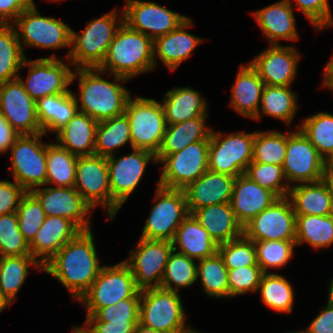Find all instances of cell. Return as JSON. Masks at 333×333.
<instances>
[{"instance_id": "cell-25", "label": "cell", "mask_w": 333, "mask_h": 333, "mask_svg": "<svg viewBox=\"0 0 333 333\" xmlns=\"http://www.w3.org/2000/svg\"><path fill=\"white\" fill-rule=\"evenodd\" d=\"M235 178L208 169L183 189L189 213L207 205L230 202Z\"/></svg>"}, {"instance_id": "cell-2", "label": "cell", "mask_w": 333, "mask_h": 333, "mask_svg": "<svg viewBox=\"0 0 333 333\" xmlns=\"http://www.w3.org/2000/svg\"><path fill=\"white\" fill-rule=\"evenodd\" d=\"M154 68L153 39L130 29L123 22L117 28L97 72L102 74L110 71L112 75L130 79Z\"/></svg>"}, {"instance_id": "cell-42", "label": "cell", "mask_w": 333, "mask_h": 333, "mask_svg": "<svg viewBox=\"0 0 333 333\" xmlns=\"http://www.w3.org/2000/svg\"><path fill=\"white\" fill-rule=\"evenodd\" d=\"M261 300L274 311L292 312L294 294L292 285L281 275L264 273L258 286Z\"/></svg>"}, {"instance_id": "cell-62", "label": "cell", "mask_w": 333, "mask_h": 333, "mask_svg": "<svg viewBox=\"0 0 333 333\" xmlns=\"http://www.w3.org/2000/svg\"><path fill=\"white\" fill-rule=\"evenodd\" d=\"M324 171L333 172V151L324 158Z\"/></svg>"}, {"instance_id": "cell-30", "label": "cell", "mask_w": 333, "mask_h": 333, "mask_svg": "<svg viewBox=\"0 0 333 333\" xmlns=\"http://www.w3.org/2000/svg\"><path fill=\"white\" fill-rule=\"evenodd\" d=\"M98 121L87 114L77 112L56 134L60 146L77 156L95 153V137Z\"/></svg>"}, {"instance_id": "cell-39", "label": "cell", "mask_w": 333, "mask_h": 333, "mask_svg": "<svg viewBox=\"0 0 333 333\" xmlns=\"http://www.w3.org/2000/svg\"><path fill=\"white\" fill-rule=\"evenodd\" d=\"M296 245L307 242L313 248L333 244V214L326 216L296 215Z\"/></svg>"}, {"instance_id": "cell-28", "label": "cell", "mask_w": 333, "mask_h": 333, "mask_svg": "<svg viewBox=\"0 0 333 333\" xmlns=\"http://www.w3.org/2000/svg\"><path fill=\"white\" fill-rule=\"evenodd\" d=\"M291 0H281L264 9L253 12L254 17L271 45L279 40H297L295 17Z\"/></svg>"}, {"instance_id": "cell-7", "label": "cell", "mask_w": 333, "mask_h": 333, "mask_svg": "<svg viewBox=\"0 0 333 333\" xmlns=\"http://www.w3.org/2000/svg\"><path fill=\"white\" fill-rule=\"evenodd\" d=\"M138 291L135 278L123 261L113 266H103L79 300L87 306V315H94L100 308L131 298Z\"/></svg>"}, {"instance_id": "cell-54", "label": "cell", "mask_w": 333, "mask_h": 333, "mask_svg": "<svg viewBox=\"0 0 333 333\" xmlns=\"http://www.w3.org/2000/svg\"><path fill=\"white\" fill-rule=\"evenodd\" d=\"M297 8L305 14L316 29L330 27L333 18L327 0H296Z\"/></svg>"}, {"instance_id": "cell-60", "label": "cell", "mask_w": 333, "mask_h": 333, "mask_svg": "<svg viewBox=\"0 0 333 333\" xmlns=\"http://www.w3.org/2000/svg\"><path fill=\"white\" fill-rule=\"evenodd\" d=\"M323 85L333 90V57L325 67V76Z\"/></svg>"}, {"instance_id": "cell-26", "label": "cell", "mask_w": 333, "mask_h": 333, "mask_svg": "<svg viewBox=\"0 0 333 333\" xmlns=\"http://www.w3.org/2000/svg\"><path fill=\"white\" fill-rule=\"evenodd\" d=\"M191 214L218 245L243 235V226L237 220L230 202L207 205Z\"/></svg>"}, {"instance_id": "cell-37", "label": "cell", "mask_w": 333, "mask_h": 333, "mask_svg": "<svg viewBox=\"0 0 333 333\" xmlns=\"http://www.w3.org/2000/svg\"><path fill=\"white\" fill-rule=\"evenodd\" d=\"M25 58L15 27L0 24V83L17 79Z\"/></svg>"}, {"instance_id": "cell-38", "label": "cell", "mask_w": 333, "mask_h": 333, "mask_svg": "<svg viewBox=\"0 0 333 333\" xmlns=\"http://www.w3.org/2000/svg\"><path fill=\"white\" fill-rule=\"evenodd\" d=\"M30 264L43 270L39 259L36 260L31 255L0 257V292L11 305L27 277Z\"/></svg>"}, {"instance_id": "cell-48", "label": "cell", "mask_w": 333, "mask_h": 333, "mask_svg": "<svg viewBox=\"0 0 333 333\" xmlns=\"http://www.w3.org/2000/svg\"><path fill=\"white\" fill-rule=\"evenodd\" d=\"M0 254L2 257L31 255L29 244L19 230L16 212L0 215Z\"/></svg>"}, {"instance_id": "cell-15", "label": "cell", "mask_w": 333, "mask_h": 333, "mask_svg": "<svg viewBox=\"0 0 333 333\" xmlns=\"http://www.w3.org/2000/svg\"><path fill=\"white\" fill-rule=\"evenodd\" d=\"M296 213L290 198H278L243 227V235L252 241H295Z\"/></svg>"}, {"instance_id": "cell-51", "label": "cell", "mask_w": 333, "mask_h": 333, "mask_svg": "<svg viewBox=\"0 0 333 333\" xmlns=\"http://www.w3.org/2000/svg\"><path fill=\"white\" fill-rule=\"evenodd\" d=\"M140 291L133 297L100 308L94 315H87L85 321H105L118 324L139 323Z\"/></svg>"}, {"instance_id": "cell-10", "label": "cell", "mask_w": 333, "mask_h": 333, "mask_svg": "<svg viewBox=\"0 0 333 333\" xmlns=\"http://www.w3.org/2000/svg\"><path fill=\"white\" fill-rule=\"evenodd\" d=\"M211 132L208 168L211 171L237 177L244 174L253 159L254 133H231L222 137Z\"/></svg>"}, {"instance_id": "cell-22", "label": "cell", "mask_w": 333, "mask_h": 333, "mask_svg": "<svg viewBox=\"0 0 333 333\" xmlns=\"http://www.w3.org/2000/svg\"><path fill=\"white\" fill-rule=\"evenodd\" d=\"M292 47L271 45L250 62L259 77L269 86H290L295 75L299 55Z\"/></svg>"}, {"instance_id": "cell-66", "label": "cell", "mask_w": 333, "mask_h": 333, "mask_svg": "<svg viewBox=\"0 0 333 333\" xmlns=\"http://www.w3.org/2000/svg\"><path fill=\"white\" fill-rule=\"evenodd\" d=\"M328 303L333 305V279L330 283V287H329V296H328Z\"/></svg>"}, {"instance_id": "cell-16", "label": "cell", "mask_w": 333, "mask_h": 333, "mask_svg": "<svg viewBox=\"0 0 333 333\" xmlns=\"http://www.w3.org/2000/svg\"><path fill=\"white\" fill-rule=\"evenodd\" d=\"M29 66V75L27 81H22L25 91L31 98L37 101L48 95L67 93V88L75 79L73 73L64 62L58 60L56 55L49 58H38L28 61L26 58L21 67Z\"/></svg>"}, {"instance_id": "cell-21", "label": "cell", "mask_w": 333, "mask_h": 333, "mask_svg": "<svg viewBox=\"0 0 333 333\" xmlns=\"http://www.w3.org/2000/svg\"><path fill=\"white\" fill-rule=\"evenodd\" d=\"M31 192L41 203L46 216L68 218L82 231L91 230V221L85 218L91 207L74 187H37Z\"/></svg>"}, {"instance_id": "cell-31", "label": "cell", "mask_w": 333, "mask_h": 333, "mask_svg": "<svg viewBox=\"0 0 333 333\" xmlns=\"http://www.w3.org/2000/svg\"><path fill=\"white\" fill-rule=\"evenodd\" d=\"M78 111L76 96L70 90L36 101V115L44 134L47 130L57 133Z\"/></svg>"}, {"instance_id": "cell-47", "label": "cell", "mask_w": 333, "mask_h": 333, "mask_svg": "<svg viewBox=\"0 0 333 333\" xmlns=\"http://www.w3.org/2000/svg\"><path fill=\"white\" fill-rule=\"evenodd\" d=\"M16 214L19 230L30 244L46 218L42 205L32 192H26L21 198Z\"/></svg>"}, {"instance_id": "cell-20", "label": "cell", "mask_w": 333, "mask_h": 333, "mask_svg": "<svg viewBox=\"0 0 333 333\" xmlns=\"http://www.w3.org/2000/svg\"><path fill=\"white\" fill-rule=\"evenodd\" d=\"M0 112L20 135L43 132L36 115V101L19 78L0 83Z\"/></svg>"}, {"instance_id": "cell-56", "label": "cell", "mask_w": 333, "mask_h": 333, "mask_svg": "<svg viewBox=\"0 0 333 333\" xmlns=\"http://www.w3.org/2000/svg\"><path fill=\"white\" fill-rule=\"evenodd\" d=\"M33 3V0H0V24H10L8 19L13 20L12 24Z\"/></svg>"}, {"instance_id": "cell-67", "label": "cell", "mask_w": 333, "mask_h": 333, "mask_svg": "<svg viewBox=\"0 0 333 333\" xmlns=\"http://www.w3.org/2000/svg\"><path fill=\"white\" fill-rule=\"evenodd\" d=\"M184 333H200V332H197L195 331L194 329H189L188 331L184 332Z\"/></svg>"}, {"instance_id": "cell-61", "label": "cell", "mask_w": 333, "mask_h": 333, "mask_svg": "<svg viewBox=\"0 0 333 333\" xmlns=\"http://www.w3.org/2000/svg\"><path fill=\"white\" fill-rule=\"evenodd\" d=\"M322 181L327 186L329 194L333 201V172L324 171L322 176Z\"/></svg>"}, {"instance_id": "cell-4", "label": "cell", "mask_w": 333, "mask_h": 333, "mask_svg": "<svg viewBox=\"0 0 333 333\" xmlns=\"http://www.w3.org/2000/svg\"><path fill=\"white\" fill-rule=\"evenodd\" d=\"M116 11L113 10V12L90 21L79 35L71 30V45H75L72 46L67 58H70V62L72 61L71 63L76 65V68H98L102 64L117 31L116 28L123 23L122 13L120 23L118 26L116 25Z\"/></svg>"}, {"instance_id": "cell-13", "label": "cell", "mask_w": 333, "mask_h": 333, "mask_svg": "<svg viewBox=\"0 0 333 333\" xmlns=\"http://www.w3.org/2000/svg\"><path fill=\"white\" fill-rule=\"evenodd\" d=\"M12 25L16 29L19 42L21 43V34L27 46L52 49L72 46V29L58 19L38 14L34 3L20 14Z\"/></svg>"}, {"instance_id": "cell-57", "label": "cell", "mask_w": 333, "mask_h": 333, "mask_svg": "<svg viewBox=\"0 0 333 333\" xmlns=\"http://www.w3.org/2000/svg\"><path fill=\"white\" fill-rule=\"evenodd\" d=\"M306 331L307 333H333V305L327 303Z\"/></svg>"}, {"instance_id": "cell-41", "label": "cell", "mask_w": 333, "mask_h": 333, "mask_svg": "<svg viewBox=\"0 0 333 333\" xmlns=\"http://www.w3.org/2000/svg\"><path fill=\"white\" fill-rule=\"evenodd\" d=\"M199 277L207 295L229 297L228 269L218 251L210 257L198 260L197 278Z\"/></svg>"}, {"instance_id": "cell-6", "label": "cell", "mask_w": 333, "mask_h": 333, "mask_svg": "<svg viewBox=\"0 0 333 333\" xmlns=\"http://www.w3.org/2000/svg\"><path fill=\"white\" fill-rule=\"evenodd\" d=\"M185 312L178 292L163 288L140 291L139 324L163 333H184Z\"/></svg>"}, {"instance_id": "cell-65", "label": "cell", "mask_w": 333, "mask_h": 333, "mask_svg": "<svg viewBox=\"0 0 333 333\" xmlns=\"http://www.w3.org/2000/svg\"><path fill=\"white\" fill-rule=\"evenodd\" d=\"M8 305H11L10 302L3 296V294L0 292V313L3 311L5 307Z\"/></svg>"}, {"instance_id": "cell-55", "label": "cell", "mask_w": 333, "mask_h": 333, "mask_svg": "<svg viewBox=\"0 0 333 333\" xmlns=\"http://www.w3.org/2000/svg\"><path fill=\"white\" fill-rule=\"evenodd\" d=\"M26 191L15 181L0 180V215L14 213Z\"/></svg>"}, {"instance_id": "cell-53", "label": "cell", "mask_w": 333, "mask_h": 333, "mask_svg": "<svg viewBox=\"0 0 333 333\" xmlns=\"http://www.w3.org/2000/svg\"><path fill=\"white\" fill-rule=\"evenodd\" d=\"M263 274L259 266L228 270L229 297L257 291Z\"/></svg>"}, {"instance_id": "cell-12", "label": "cell", "mask_w": 333, "mask_h": 333, "mask_svg": "<svg viewBox=\"0 0 333 333\" xmlns=\"http://www.w3.org/2000/svg\"><path fill=\"white\" fill-rule=\"evenodd\" d=\"M136 250L124 261L139 291L161 288L166 264L174 248L171 241L140 238ZM154 281V282H153Z\"/></svg>"}, {"instance_id": "cell-63", "label": "cell", "mask_w": 333, "mask_h": 333, "mask_svg": "<svg viewBox=\"0 0 333 333\" xmlns=\"http://www.w3.org/2000/svg\"><path fill=\"white\" fill-rule=\"evenodd\" d=\"M134 333H163V332L157 331L155 329L147 328L138 323L134 329Z\"/></svg>"}, {"instance_id": "cell-52", "label": "cell", "mask_w": 333, "mask_h": 333, "mask_svg": "<svg viewBox=\"0 0 333 333\" xmlns=\"http://www.w3.org/2000/svg\"><path fill=\"white\" fill-rule=\"evenodd\" d=\"M244 174L279 198L288 197L291 186L290 183L282 185L283 179L286 180L282 166L251 162Z\"/></svg>"}, {"instance_id": "cell-18", "label": "cell", "mask_w": 333, "mask_h": 333, "mask_svg": "<svg viewBox=\"0 0 333 333\" xmlns=\"http://www.w3.org/2000/svg\"><path fill=\"white\" fill-rule=\"evenodd\" d=\"M187 18L150 1L127 0L123 9V22L153 40L173 31Z\"/></svg>"}, {"instance_id": "cell-33", "label": "cell", "mask_w": 333, "mask_h": 333, "mask_svg": "<svg viewBox=\"0 0 333 333\" xmlns=\"http://www.w3.org/2000/svg\"><path fill=\"white\" fill-rule=\"evenodd\" d=\"M288 197L296 215L326 216L333 214V201L325 183H300L292 185Z\"/></svg>"}, {"instance_id": "cell-19", "label": "cell", "mask_w": 333, "mask_h": 333, "mask_svg": "<svg viewBox=\"0 0 333 333\" xmlns=\"http://www.w3.org/2000/svg\"><path fill=\"white\" fill-rule=\"evenodd\" d=\"M74 188L91 208L98 204L106 207L111 219V190L106 157L79 156Z\"/></svg>"}, {"instance_id": "cell-68", "label": "cell", "mask_w": 333, "mask_h": 333, "mask_svg": "<svg viewBox=\"0 0 333 333\" xmlns=\"http://www.w3.org/2000/svg\"><path fill=\"white\" fill-rule=\"evenodd\" d=\"M287 333H307V331L303 330L301 332H287Z\"/></svg>"}, {"instance_id": "cell-46", "label": "cell", "mask_w": 333, "mask_h": 333, "mask_svg": "<svg viewBox=\"0 0 333 333\" xmlns=\"http://www.w3.org/2000/svg\"><path fill=\"white\" fill-rule=\"evenodd\" d=\"M299 129L315 146L323 158L333 151L332 114L321 112L310 116L303 121Z\"/></svg>"}, {"instance_id": "cell-45", "label": "cell", "mask_w": 333, "mask_h": 333, "mask_svg": "<svg viewBox=\"0 0 333 333\" xmlns=\"http://www.w3.org/2000/svg\"><path fill=\"white\" fill-rule=\"evenodd\" d=\"M287 134L277 131L255 132L252 162L283 166Z\"/></svg>"}, {"instance_id": "cell-43", "label": "cell", "mask_w": 333, "mask_h": 333, "mask_svg": "<svg viewBox=\"0 0 333 333\" xmlns=\"http://www.w3.org/2000/svg\"><path fill=\"white\" fill-rule=\"evenodd\" d=\"M296 96L289 86L265 85L261 97L262 113L289 124L298 108Z\"/></svg>"}, {"instance_id": "cell-34", "label": "cell", "mask_w": 333, "mask_h": 333, "mask_svg": "<svg viewBox=\"0 0 333 333\" xmlns=\"http://www.w3.org/2000/svg\"><path fill=\"white\" fill-rule=\"evenodd\" d=\"M167 125L187 121L206 114V100L190 87L177 88L168 91L162 102Z\"/></svg>"}, {"instance_id": "cell-58", "label": "cell", "mask_w": 333, "mask_h": 333, "mask_svg": "<svg viewBox=\"0 0 333 333\" xmlns=\"http://www.w3.org/2000/svg\"><path fill=\"white\" fill-rule=\"evenodd\" d=\"M95 333H134L137 324H118L105 321H85Z\"/></svg>"}, {"instance_id": "cell-3", "label": "cell", "mask_w": 333, "mask_h": 333, "mask_svg": "<svg viewBox=\"0 0 333 333\" xmlns=\"http://www.w3.org/2000/svg\"><path fill=\"white\" fill-rule=\"evenodd\" d=\"M80 86L79 112L87 114L96 121L120 116L125 112L130 92L119 83L128 81L122 76L113 75L115 83L104 80L97 68H77Z\"/></svg>"}, {"instance_id": "cell-36", "label": "cell", "mask_w": 333, "mask_h": 333, "mask_svg": "<svg viewBox=\"0 0 333 333\" xmlns=\"http://www.w3.org/2000/svg\"><path fill=\"white\" fill-rule=\"evenodd\" d=\"M128 141L132 147L130 125L125 113L99 121L96 129L94 155L106 158L113 156L115 155L114 149L123 146Z\"/></svg>"}, {"instance_id": "cell-40", "label": "cell", "mask_w": 333, "mask_h": 333, "mask_svg": "<svg viewBox=\"0 0 333 333\" xmlns=\"http://www.w3.org/2000/svg\"><path fill=\"white\" fill-rule=\"evenodd\" d=\"M78 157L61 147L59 143H47L46 184L55 183L57 187H74Z\"/></svg>"}, {"instance_id": "cell-14", "label": "cell", "mask_w": 333, "mask_h": 333, "mask_svg": "<svg viewBox=\"0 0 333 333\" xmlns=\"http://www.w3.org/2000/svg\"><path fill=\"white\" fill-rule=\"evenodd\" d=\"M157 163L153 153L133 148V153L116 159L107 158L111 190V220L141 181L147 163Z\"/></svg>"}, {"instance_id": "cell-8", "label": "cell", "mask_w": 333, "mask_h": 333, "mask_svg": "<svg viewBox=\"0 0 333 333\" xmlns=\"http://www.w3.org/2000/svg\"><path fill=\"white\" fill-rule=\"evenodd\" d=\"M210 140L189 144L181 151L156 155V160L163 163L159 184L165 188L185 189L190 183L203 175L208 168Z\"/></svg>"}, {"instance_id": "cell-9", "label": "cell", "mask_w": 333, "mask_h": 333, "mask_svg": "<svg viewBox=\"0 0 333 333\" xmlns=\"http://www.w3.org/2000/svg\"><path fill=\"white\" fill-rule=\"evenodd\" d=\"M43 135V132L19 135L10 147L14 180L26 192L46 185L47 143H42Z\"/></svg>"}, {"instance_id": "cell-11", "label": "cell", "mask_w": 333, "mask_h": 333, "mask_svg": "<svg viewBox=\"0 0 333 333\" xmlns=\"http://www.w3.org/2000/svg\"><path fill=\"white\" fill-rule=\"evenodd\" d=\"M155 198L159 202L152 207L141 238L172 241L177 228L190 214L184 190L158 185Z\"/></svg>"}, {"instance_id": "cell-27", "label": "cell", "mask_w": 333, "mask_h": 333, "mask_svg": "<svg viewBox=\"0 0 333 333\" xmlns=\"http://www.w3.org/2000/svg\"><path fill=\"white\" fill-rule=\"evenodd\" d=\"M191 22L188 17L173 31L153 40L154 66L156 65L155 56L157 54L171 71L175 70L181 62L190 57L194 48L203 42V39L186 32V28L192 26Z\"/></svg>"}, {"instance_id": "cell-50", "label": "cell", "mask_w": 333, "mask_h": 333, "mask_svg": "<svg viewBox=\"0 0 333 333\" xmlns=\"http://www.w3.org/2000/svg\"><path fill=\"white\" fill-rule=\"evenodd\" d=\"M254 246L259 267L264 273H268V268H279L288 263L296 242L282 240L254 241Z\"/></svg>"}, {"instance_id": "cell-59", "label": "cell", "mask_w": 333, "mask_h": 333, "mask_svg": "<svg viewBox=\"0 0 333 333\" xmlns=\"http://www.w3.org/2000/svg\"><path fill=\"white\" fill-rule=\"evenodd\" d=\"M19 135L0 112V154L7 152Z\"/></svg>"}, {"instance_id": "cell-17", "label": "cell", "mask_w": 333, "mask_h": 333, "mask_svg": "<svg viewBox=\"0 0 333 333\" xmlns=\"http://www.w3.org/2000/svg\"><path fill=\"white\" fill-rule=\"evenodd\" d=\"M286 181L299 183L322 180L324 158L299 129L287 134L285 161L282 166Z\"/></svg>"}, {"instance_id": "cell-29", "label": "cell", "mask_w": 333, "mask_h": 333, "mask_svg": "<svg viewBox=\"0 0 333 333\" xmlns=\"http://www.w3.org/2000/svg\"><path fill=\"white\" fill-rule=\"evenodd\" d=\"M264 86V81L250 63L248 66H240L232 87L230 105L243 116L260 119L259 103Z\"/></svg>"}, {"instance_id": "cell-5", "label": "cell", "mask_w": 333, "mask_h": 333, "mask_svg": "<svg viewBox=\"0 0 333 333\" xmlns=\"http://www.w3.org/2000/svg\"><path fill=\"white\" fill-rule=\"evenodd\" d=\"M124 113L130 125L132 149L157 155L167 127L162 105L154 99L129 97Z\"/></svg>"}, {"instance_id": "cell-23", "label": "cell", "mask_w": 333, "mask_h": 333, "mask_svg": "<svg viewBox=\"0 0 333 333\" xmlns=\"http://www.w3.org/2000/svg\"><path fill=\"white\" fill-rule=\"evenodd\" d=\"M278 198L271 190L241 174L235 178L230 203L237 220L244 227Z\"/></svg>"}, {"instance_id": "cell-49", "label": "cell", "mask_w": 333, "mask_h": 333, "mask_svg": "<svg viewBox=\"0 0 333 333\" xmlns=\"http://www.w3.org/2000/svg\"><path fill=\"white\" fill-rule=\"evenodd\" d=\"M218 252L228 270L245 266H259L254 241L244 235L218 245Z\"/></svg>"}, {"instance_id": "cell-32", "label": "cell", "mask_w": 333, "mask_h": 333, "mask_svg": "<svg viewBox=\"0 0 333 333\" xmlns=\"http://www.w3.org/2000/svg\"><path fill=\"white\" fill-rule=\"evenodd\" d=\"M173 248L178 244L183 255L195 260H201L214 255L218 251V244L210 237L192 214H189L177 228L171 241Z\"/></svg>"}, {"instance_id": "cell-35", "label": "cell", "mask_w": 333, "mask_h": 333, "mask_svg": "<svg viewBox=\"0 0 333 333\" xmlns=\"http://www.w3.org/2000/svg\"><path fill=\"white\" fill-rule=\"evenodd\" d=\"M207 116L167 125L162 145L157 155H168L181 151L189 144L210 140L212 130L205 127Z\"/></svg>"}, {"instance_id": "cell-1", "label": "cell", "mask_w": 333, "mask_h": 333, "mask_svg": "<svg viewBox=\"0 0 333 333\" xmlns=\"http://www.w3.org/2000/svg\"><path fill=\"white\" fill-rule=\"evenodd\" d=\"M101 268L91 230L81 231L43 265V270L57 278L77 300L91 287Z\"/></svg>"}, {"instance_id": "cell-44", "label": "cell", "mask_w": 333, "mask_h": 333, "mask_svg": "<svg viewBox=\"0 0 333 333\" xmlns=\"http://www.w3.org/2000/svg\"><path fill=\"white\" fill-rule=\"evenodd\" d=\"M177 249L175 246L170 254L161 281V288L175 292H178L177 288L188 287L197 280V265L194 259L176 252Z\"/></svg>"}, {"instance_id": "cell-64", "label": "cell", "mask_w": 333, "mask_h": 333, "mask_svg": "<svg viewBox=\"0 0 333 333\" xmlns=\"http://www.w3.org/2000/svg\"><path fill=\"white\" fill-rule=\"evenodd\" d=\"M87 328L82 327H75L73 328V333H95L88 325H86Z\"/></svg>"}, {"instance_id": "cell-24", "label": "cell", "mask_w": 333, "mask_h": 333, "mask_svg": "<svg viewBox=\"0 0 333 333\" xmlns=\"http://www.w3.org/2000/svg\"><path fill=\"white\" fill-rule=\"evenodd\" d=\"M82 230L70 219L59 216H46L45 221L29 244L31 256L45 265L68 241Z\"/></svg>"}]
</instances>
